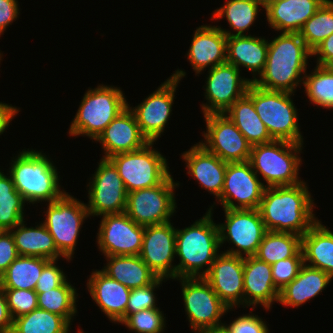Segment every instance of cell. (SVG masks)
<instances>
[{"label":"cell","instance_id":"6da1fadb","mask_svg":"<svg viewBox=\"0 0 333 333\" xmlns=\"http://www.w3.org/2000/svg\"><path fill=\"white\" fill-rule=\"evenodd\" d=\"M306 182L266 187L259 212L267 231L303 236L318 220Z\"/></svg>","mask_w":333,"mask_h":333},{"label":"cell","instance_id":"7a4b0ae2","mask_svg":"<svg viewBox=\"0 0 333 333\" xmlns=\"http://www.w3.org/2000/svg\"><path fill=\"white\" fill-rule=\"evenodd\" d=\"M310 57L312 51L299 33L281 32L268 41L264 71L253 83L266 90L294 94L297 86L303 84Z\"/></svg>","mask_w":333,"mask_h":333},{"label":"cell","instance_id":"3957f363","mask_svg":"<svg viewBox=\"0 0 333 333\" xmlns=\"http://www.w3.org/2000/svg\"><path fill=\"white\" fill-rule=\"evenodd\" d=\"M213 207L191 226L176 228V279L204 277L219 255V228L212 219Z\"/></svg>","mask_w":333,"mask_h":333},{"label":"cell","instance_id":"277c9868","mask_svg":"<svg viewBox=\"0 0 333 333\" xmlns=\"http://www.w3.org/2000/svg\"><path fill=\"white\" fill-rule=\"evenodd\" d=\"M48 157L40 150L23 149L11 160L9 175L27 204L53 202L66 193L60 189V175Z\"/></svg>","mask_w":333,"mask_h":333},{"label":"cell","instance_id":"5b68a950","mask_svg":"<svg viewBox=\"0 0 333 333\" xmlns=\"http://www.w3.org/2000/svg\"><path fill=\"white\" fill-rule=\"evenodd\" d=\"M128 102L120 87L98 85L85 92L78 111L70 124V136H87L96 140Z\"/></svg>","mask_w":333,"mask_h":333},{"label":"cell","instance_id":"8992f818","mask_svg":"<svg viewBox=\"0 0 333 333\" xmlns=\"http://www.w3.org/2000/svg\"><path fill=\"white\" fill-rule=\"evenodd\" d=\"M303 144L273 140L251 147L249 162L265 187L290 186L303 182L299 175ZM300 178V179H299Z\"/></svg>","mask_w":333,"mask_h":333},{"label":"cell","instance_id":"52a82bcc","mask_svg":"<svg viewBox=\"0 0 333 333\" xmlns=\"http://www.w3.org/2000/svg\"><path fill=\"white\" fill-rule=\"evenodd\" d=\"M246 94L273 140L303 144L293 93L266 90L252 82Z\"/></svg>","mask_w":333,"mask_h":333},{"label":"cell","instance_id":"ba28073f","mask_svg":"<svg viewBox=\"0 0 333 333\" xmlns=\"http://www.w3.org/2000/svg\"><path fill=\"white\" fill-rule=\"evenodd\" d=\"M153 145L154 142H149L139 150L118 153L108 158L118 169L127 193L155 187L171 174L166 157Z\"/></svg>","mask_w":333,"mask_h":333},{"label":"cell","instance_id":"9c48e42d","mask_svg":"<svg viewBox=\"0 0 333 333\" xmlns=\"http://www.w3.org/2000/svg\"><path fill=\"white\" fill-rule=\"evenodd\" d=\"M46 209L42 224L53 237L58 251L67 261L72 260L82 224L89 217L86 203L67 192L49 202Z\"/></svg>","mask_w":333,"mask_h":333},{"label":"cell","instance_id":"30bf717a","mask_svg":"<svg viewBox=\"0 0 333 333\" xmlns=\"http://www.w3.org/2000/svg\"><path fill=\"white\" fill-rule=\"evenodd\" d=\"M177 187L179 183L170 174L155 187L131 191L127 193L125 213L144 227L168 223L177 208L174 194Z\"/></svg>","mask_w":333,"mask_h":333},{"label":"cell","instance_id":"8fae6325","mask_svg":"<svg viewBox=\"0 0 333 333\" xmlns=\"http://www.w3.org/2000/svg\"><path fill=\"white\" fill-rule=\"evenodd\" d=\"M225 223L218 224L220 246H234L223 253L240 257L255 256L267 232L258 209H224ZM245 255V256H244Z\"/></svg>","mask_w":333,"mask_h":333},{"label":"cell","instance_id":"7c38bea8","mask_svg":"<svg viewBox=\"0 0 333 333\" xmlns=\"http://www.w3.org/2000/svg\"><path fill=\"white\" fill-rule=\"evenodd\" d=\"M186 72L177 69L158 89L148 95L143 102L129 109L134 113L142 135L148 142H155L164 132L174 104L175 92Z\"/></svg>","mask_w":333,"mask_h":333},{"label":"cell","instance_id":"4fadbf2b","mask_svg":"<svg viewBox=\"0 0 333 333\" xmlns=\"http://www.w3.org/2000/svg\"><path fill=\"white\" fill-rule=\"evenodd\" d=\"M182 285L184 309L195 333L223 324L221 317L229 309L203 277L178 278Z\"/></svg>","mask_w":333,"mask_h":333},{"label":"cell","instance_id":"5bb4252c","mask_svg":"<svg viewBox=\"0 0 333 333\" xmlns=\"http://www.w3.org/2000/svg\"><path fill=\"white\" fill-rule=\"evenodd\" d=\"M90 180L86 204L90 217L125 212L127 192L118 169L109 159H100Z\"/></svg>","mask_w":333,"mask_h":333},{"label":"cell","instance_id":"9a60e30c","mask_svg":"<svg viewBox=\"0 0 333 333\" xmlns=\"http://www.w3.org/2000/svg\"><path fill=\"white\" fill-rule=\"evenodd\" d=\"M204 118L205 140L199 143L207 151L228 163L249 161L252 145L226 114H208Z\"/></svg>","mask_w":333,"mask_h":333},{"label":"cell","instance_id":"2e32d148","mask_svg":"<svg viewBox=\"0 0 333 333\" xmlns=\"http://www.w3.org/2000/svg\"><path fill=\"white\" fill-rule=\"evenodd\" d=\"M265 188L249 161L229 162L217 202L223 209H258Z\"/></svg>","mask_w":333,"mask_h":333},{"label":"cell","instance_id":"e0dca14e","mask_svg":"<svg viewBox=\"0 0 333 333\" xmlns=\"http://www.w3.org/2000/svg\"><path fill=\"white\" fill-rule=\"evenodd\" d=\"M240 71L228 63L208 69L204 88L207 102L201 105L203 115L224 114L246 94L251 79L241 77Z\"/></svg>","mask_w":333,"mask_h":333},{"label":"cell","instance_id":"ac0fdd59","mask_svg":"<svg viewBox=\"0 0 333 333\" xmlns=\"http://www.w3.org/2000/svg\"><path fill=\"white\" fill-rule=\"evenodd\" d=\"M100 222L96 242L105 257L140 254L144 226L136 224L125 212L102 215Z\"/></svg>","mask_w":333,"mask_h":333},{"label":"cell","instance_id":"d6986e66","mask_svg":"<svg viewBox=\"0 0 333 333\" xmlns=\"http://www.w3.org/2000/svg\"><path fill=\"white\" fill-rule=\"evenodd\" d=\"M168 222L144 227L142 248L139 256L160 278L176 279V228Z\"/></svg>","mask_w":333,"mask_h":333},{"label":"cell","instance_id":"ffe728a7","mask_svg":"<svg viewBox=\"0 0 333 333\" xmlns=\"http://www.w3.org/2000/svg\"><path fill=\"white\" fill-rule=\"evenodd\" d=\"M244 258L220 253L203 277L229 308L244 306Z\"/></svg>","mask_w":333,"mask_h":333},{"label":"cell","instance_id":"44dd1931","mask_svg":"<svg viewBox=\"0 0 333 333\" xmlns=\"http://www.w3.org/2000/svg\"><path fill=\"white\" fill-rule=\"evenodd\" d=\"M104 150L103 159L143 148L148 140L142 135L134 113L127 107L114 118L95 140Z\"/></svg>","mask_w":333,"mask_h":333},{"label":"cell","instance_id":"7402d4cb","mask_svg":"<svg viewBox=\"0 0 333 333\" xmlns=\"http://www.w3.org/2000/svg\"><path fill=\"white\" fill-rule=\"evenodd\" d=\"M244 306L262 305L270 310L274 302L278 303L280 291L275 287L271 265L255 256L244 257Z\"/></svg>","mask_w":333,"mask_h":333},{"label":"cell","instance_id":"603a6c76","mask_svg":"<svg viewBox=\"0 0 333 333\" xmlns=\"http://www.w3.org/2000/svg\"><path fill=\"white\" fill-rule=\"evenodd\" d=\"M227 36L217 26L196 28L187 52V59L196 74L206 68L226 63Z\"/></svg>","mask_w":333,"mask_h":333},{"label":"cell","instance_id":"cb8c5ba5","mask_svg":"<svg viewBox=\"0 0 333 333\" xmlns=\"http://www.w3.org/2000/svg\"><path fill=\"white\" fill-rule=\"evenodd\" d=\"M91 298L112 323L126 318V307L131 289L105 274L102 270L91 273L87 280Z\"/></svg>","mask_w":333,"mask_h":333},{"label":"cell","instance_id":"d4e9b609","mask_svg":"<svg viewBox=\"0 0 333 333\" xmlns=\"http://www.w3.org/2000/svg\"><path fill=\"white\" fill-rule=\"evenodd\" d=\"M181 157L186 163L187 174L218 199L222 193L228 162L207 151L200 143L194 144Z\"/></svg>","mask_w":333,"mask_h":333},{"label":"cell","instance_id":"484cf974","mask_svg":"<svg viewBox=\"0 0 333 333\" xmlns=\"http://www.w3.org/2000/svg\"><path fill=\"white\" fill-rule=\"evenodd\" d=\"M268 53V40L264 37L251 35L227 37L226 63L234 65L241 70V67L252 71L253 79L260 76L264 71Z\"/></svg>","mask_w":333,"mask_h":333},{"label":"cell","instance_id":"4316f807","mask_svg":"<svg viewBox=\"0 0 333 333\" xmlns=\"http://www.w3.org/2000/svg\"><path fill=\"white\" fill-rule=\"evenodd\" d=\"M326 0H281L265 9L266 20L275 31L299 33Z\"/></svg>","mask_w":333,"mask_h":333},{"label":"cell","instance_id":"83f0119b","mask_svg":"<svg viewBox=\"0 0 333 333\" xmlns=\"http://www.w3.org/2000/svg\"><path fill=\"white\" fill-rule=\"evenodd\" d=\"M332 279L326 272L304 264L297 277L280 290L278 303L300 307L327 288Z\"/></svg>","mask_w":333,"mask_h":333},{"label":"cell","instance_id":"f1b7e54d","mask_svg":"<svg viewBox=\"0 0 333 333\" xmlns=\"http://www.w3.org/2000/svg\"><path fill=\"white\" fill-rule=\"evenodd\" d=\"M301 250L305 265L320 269L333 278V232L320 220L302 236Z\"/></svg>","mask_w":333,"mask_h":333},{"label":"cell","instance_id":"f546056e","mask_svg":"<svg viewBox=\"0 0 333 333\" xmlns=\"http://www.w3.org/2000/svg\"><path fill=\"white\" fill-rule=\"evenodd\" d=\"M24 223L23 220L10 230L19 256L40 257L49 260L65 258L58 251L53 237L42 222L35 228L26 227L27 224Z\"/></svg>","mask_w":333,"mask_h":333},{"label":"cell","instance_id":"4dcf8cb0","mask_svg":"<svg viewBox=\"0 0 333 333\" xmlns=\"http://www.w3.org/2000/svg\"><path fill=\"white\" fill-rule=\"evenodd\" d=\"M102 271L129 289L152 284L158 276L143 262L139 255L108 256Z\"/></svg>","mask_w":333,"mask_h":333},{"label":"cell","instance_id":"1f68e13d","mask_svg":"<svg viewBox=\"0 0 333 333\" xmlns=\"http://www.w3.org/2000/svg\"><path fill=\"white\" fill-rule=\"evenodd\" d=\"M253 146L273 141L264 122L258 116L253 100L245 94L224 113Z\"/></svg>","mask_w":333,"mask_h":333},{"label":"cell","instance_id":"d6a6232c","mask_svg":"<svg viewBox=\"0 0 333 333\" xmlns=\"http://www.w3.org/2000/svg\"><path fill=\"white\" fill-rule=\"evenodd\" d=\"M49 259L30 256H18L0 276L3 289L35 290L43 268Z\"/></svg>","mask_w":333,"mask_h":333},{"label":"cell","instance_id":"836d02e7","mask_svg":"<svg viewBox=\"0 0 333 333\" xmlns=\"http://www.w3.org/2000/svg\"><path fill=\"white\" fill-rule=\"evenodd\" d=\"M261 3L258 0H227L224 5L216 9L211 17L213 20L225 18L229 27L236 33L222 29L217 26L227 36H242L246 30L254 24L258 13L260 12ZM260 7V8H259Z\"/></svg>","mask_w":333,"mask_h":333},{"label":"cell","instance_id":"e575fe53","mask_svg":"<svg viewBox=\"0 0 333 333\" xmlns=\"http://www.w3.org/2000/svg\"><path fill=\"white\" fill-rule=\"evenodd\" d=\"M301 238L292 233L267 231L255 257L269 265L293 257L301 249Z\"/></svg>","mask_w":333,"mask_h":333},{"label":"cell","instance_id":"d590c367","mask_svg":"<svg viewBox=\"0 0 333 333\" xmlns=\"http://www.w3.org/2000/svg\"><path fill=\"white\" fill-rule=\"evenodd\" d=\"M70 326L62 316L37 308L16 317L11 333H69Z\"/></svg>","mask_w":333,"mask_h":333},{"label":"cell","instance_id":"8d00e7d4","mask_svg":"<svg viewBox=\"0 0 333 333\" xmlns=\"http://www.w3.org/2000/svg\"><path fill=\"white\" fill-rule=\"evenodd\" d=\"M77 290L68 280L61 286L37 293L38 308L62 316L70 325L77 313Z\"/></svg>","mask_w":333,"mask_h":333},{"label":"cell","instance_id":"74e56055","mask_svg":"<svg viewBox=\"0 0 333 333\" xmlns=\"http://www.w3.org/2000/svg\"><path fill=\"white\" fill-rule=\"evenodd\" d=\"M303 86L311 103L333 109V72L316 64L311 73H305Z\"/></svg>","mask_w":333,"mask_h":333},{"label":"cell","instance_id":"f35d334b","mask_svg":"<svg viewBox=\"0 0 333 333\" xmlns=\"http://www.w3.org/2000/svg\"><path fill=\"white\" fill-rule=\"evenodd\" d=\"M333 33V0H326L300 30V37L313 51Z\"/></svg>","mask_w":333,"mask_h":333},{"label":"cell","instance_id":"ab89813d","mask_svg":"<svg viewBox=\"0 0 333 333\" xmlns=\"http://www.w3.org/2000/svg\"><path fill=\"white\" fill-rule=\"evenodd\" d=\"M165 318L159 308H151L129 314L121 324L136 333H163Z\"/></svg>","mask_w":333,"mask_h":333},{"label":"cell","instance_id":"60d3db41","mask_svg":"<svg viewBox=\"0 0 333 333\" xmlns=\"http://www.w3.org/2000/svg\"><path fill=\"white\" fill-rule=\"evenodd\" d=\"M304 265L303 253L300 249L293 257L280 260L271 265L275 287L280 291L297 277Z\"/></svg>","mask_w":333,"mask_h":333},{"label":"cell","instance_id":"b9f144b4","mask_svg":"<svg viewBox=\"0 0 333 333\" xmlns=\"http://www.w3.org/2000/svg\"><path fill=\"white\" fill-rule=\"evenodd\" d=\"M7 304L13 319L30 313L38 308L37 293L35 290L3 289Z\"/></svg>","mask_w":333,"mask_h":333},{"label":"cell","instance_id":"7bdbcfd3","mask_svg":"<svg viewBox=\"0 0 333 333\" xmlns=\"http://www.w3.org/2000/svg\"><path fill=\"white\" fill-rule=\"evenodd\" d=\"M163 280L165 281V278L158 277L152 284L148 286L131 289L126 307V317L129 314L142 310L158 308L156 306V293H154V291H156V288H159Z\"/></svg>","mask_w":333,"mask_h":333},{"label":"cell","instance_id":"ee69618b","mask_svg":"<svg viewBox=\"0 0 333 333\" xmlns=\"http://www.w3.org/2000/svg\"><path fill=\"white\" fill-rule=\"evenodd\" d=\"M24 199L0 200V231H10L24 219Z\"/></svg>","mask_w":333,"mask_h":333},{"label":"cell","instance_id":"f6af8a7d","mask_svg":"<svg viewBox=\"0 0 333 333\" xmlns=\"http://www.w3.org/2000/svg\"><path fill=\"white\" fill-rule=\"evenodd\" d=\"M57 261L51 260L43 268L35 288L36 293H43L57 288L67 280L64 271L56 265Z\"/></svg>","mask_w":333,"mask_h":333},{"label":"cell","instance_id":"bcb514c9","mask_svg":"<svg viewBox=\"0 0 333 333\" xmlns=\"http://www.w3.org/2000/svg\"><path fill=\"white\" fill-rule=\"evenodd\" d=\"M231 333H269L266 322L258 315L243 314L234 319L230 324H226Z\"/></svg>","mask_w":333,"mask_h":333},{"label":"cell","instance_id":"7dc6e473","mask_svg":"<svg viewBox=\"0 0 333 333\" xmlns=\"http://www.w3.org/2000/svg\"><path fill=\"white\" fill-rule=\"evenodd\" d=\"M18 256L11 232L0 231V276Z\"/></svg>","mask_w":333,"mask_h":333},{"label":"cell","instance_id":"c3c4849f","mask_svg":"<svg viewBox=\"0 0 333 333\" xmlns=\"http://www.w3.org/2000/svg\"><path fill=\"white\" fill-rule=\"evenodd\" d=\"M19 9L17 0H0V36L19 17Z\"/></svg>","mask_w":333,"mask_h":333},{"label":"cell","instance_id":"681fc988","mask_svg":"<svg viewBox=\"0 0 333 333\" xmlns=\"http://www.w3.org/2000/svg\"><path fill=\"white\" fill-rule=\"evenodd\" d=\"M312 56H317L316 63L320 66H325L333 59V33L312 51Z\"/></svg>","mask_w":333,"mask_h":333},{"label":"cell","instance_id":"f907efd6","mask_svg":"<svg viewBox=\"0 0 333 333\" xmlns=\"http://www.w3.org/2000/svg\"><path fill=\"white\" fill-rule=\"evenodd\" d=\"M13 320L14 319L9 311L5 292L0 286V333H11Z\"/></svg>","mask_w":333,"mask_h":333},{"label":"cell","instance_id":"816d5d0a","mask_svg":"<svg viewBox=\"0 0 333 333\" xmlns=\"http://www.w3.org/2000/svg\"><path fill=\"white\" fill-rule=\"evenodd\" d=\"M0 170V200L2 199H23L20 193L15 189L9 173L3 174ZM7 175V176H6Z\"/></svg>","mask_w":333,"mask_h":333},{"label":"cell","instance_id":"f5cc1de1","mask_svg":"<svg viewBox=\"0 0 333 333\" xmlns=\"http://www.w3.org/2000/svg\"><path fill=\"white\" fill-rule=\"evenodd\" d=\"M19 109L0 102V135L9 127L12 119L19 113Z\"/></svg>","mask_w":333,"mask_h":333},{"label":"cell","instance_id":"db71d44e","mask_svg":"<svg viewBox=\"0 0 333 333\" xmlns=\"http://www.w3.org/2000/svg\"><path fill=\"white\" fill-rule=\"evenodd\" d=\"M198 333H231V331L228 328V326L226 325V323H223L218 326L203 329Z\"/></svg>","mask_w":333,"mask_h":333},{"label":"cell","instance_id":"11a10c76","mask_svg":"<svg viewBox=\"0 0 333 333\" xmlns=\"http://www.w3.org/2000/svg\"><path fill=\"white\" fill-rule=\"evenodd\" d=\"M258 1L261 3L262 7L266 9L271 4L281 1V0H258Z\"/></svg>","mask_w":333,"mask_h":333},{"label":"cell","instance_id":"9f6ffc18","mask_svg":"<svg viewBox=\"0 0 333 333\" xmlns=\"http://www.w3.org/2000/svg\"><path fill=\"white\" fill-rule=\"evenodd\" d=\"M324 67H326L330 72H333V59H331Z\"/></svg>","mask_w":333,"mask_h":333}]
</instances>
